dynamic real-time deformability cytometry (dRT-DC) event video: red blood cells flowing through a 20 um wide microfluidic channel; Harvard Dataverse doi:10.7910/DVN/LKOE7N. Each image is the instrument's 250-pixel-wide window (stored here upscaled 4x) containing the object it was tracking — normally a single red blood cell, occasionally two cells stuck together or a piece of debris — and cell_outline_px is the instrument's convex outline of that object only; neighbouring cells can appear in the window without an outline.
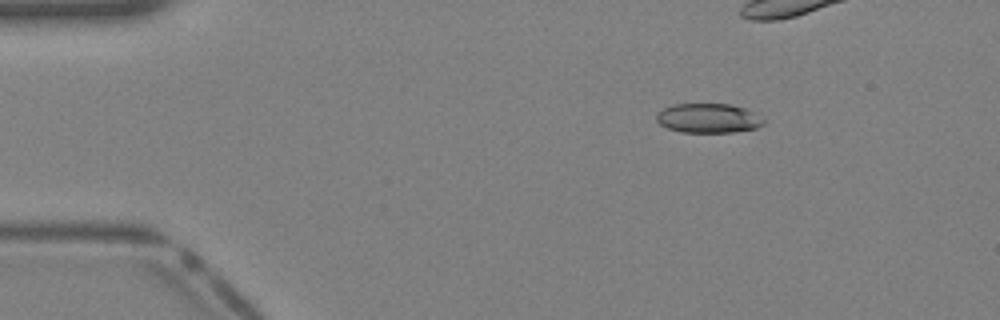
{"species": "Egyptian fruit bat (a non-hibernating species)", "species_latin": "Rousettus aegyptiacus", "temperature_condition": "warm", "stored_images_in_passage": 33, "camera_frame_rate_fps": 3000, "um_per_image_px": 0.085, "animal": {"sex": "female"}, "frame": {"image": 1, "passage_image": 7, "time_ms": 2.0, "image_size_px": [1000, 320], "cell_outline_px": [[768, 120], [764, 124], [756, 128], [732, 132], [680, 132], [668, 128], [660, 124], [656, 120], [656, 112], [672, 104], [728, 104], [744, 108]], "centroid_in_image_um": [60.2, 10.05], "position_along_channel_um": 24.8, "area_um2": 18.44}}
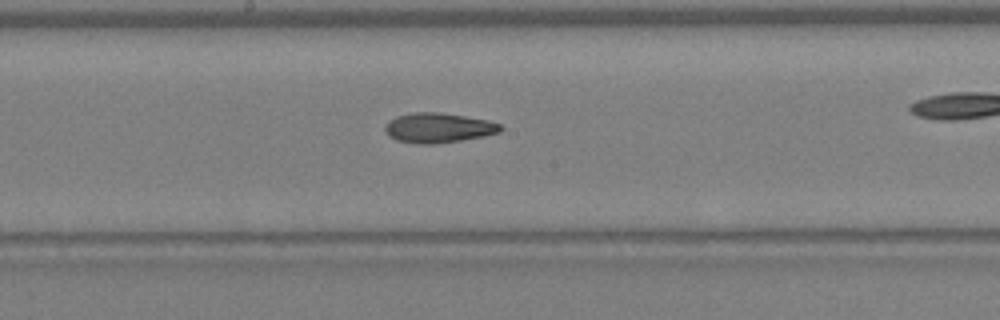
{"frame": {"image": 2, "passage_image": 22, "time_ms": 7.0, "image_size_px": [1000, 320], "cell_outline_px": [[504, 128], [500, 132], [484, 136], [460, 140], [432, 144], [416, 144], [396, 140], [388, 136], [384, 128], [388, 120], [396, 116], [412, 112], [440, 112], [488, 120], [500, 124]], "centroid_in_image_um": [37.23, 10.86], "position_along_channel_um": 211.0, "area_um2": 20.17}}
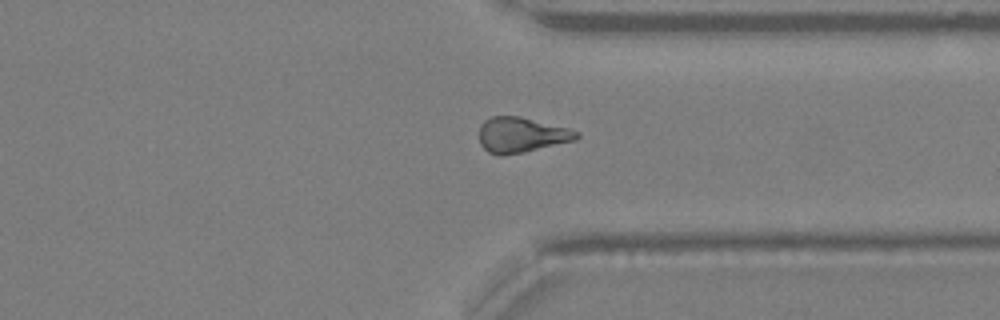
{"frame": {"image": 3, "passage_image": 31, "time_ms": 10.0, "image_size_px": [1000, 320], "cell_outline_px": [[580, 136], [576, 140], [524, 152], [500, 156], [488, 152], [480, 144], [480, 124], [484, 120], [492, 116], [520, 116], [568, 128], [580, 132]], "centroid_in_image_um": [44.32, 11.46], "position_along_channel_um": 367.1, "area_um2": 20.06}}